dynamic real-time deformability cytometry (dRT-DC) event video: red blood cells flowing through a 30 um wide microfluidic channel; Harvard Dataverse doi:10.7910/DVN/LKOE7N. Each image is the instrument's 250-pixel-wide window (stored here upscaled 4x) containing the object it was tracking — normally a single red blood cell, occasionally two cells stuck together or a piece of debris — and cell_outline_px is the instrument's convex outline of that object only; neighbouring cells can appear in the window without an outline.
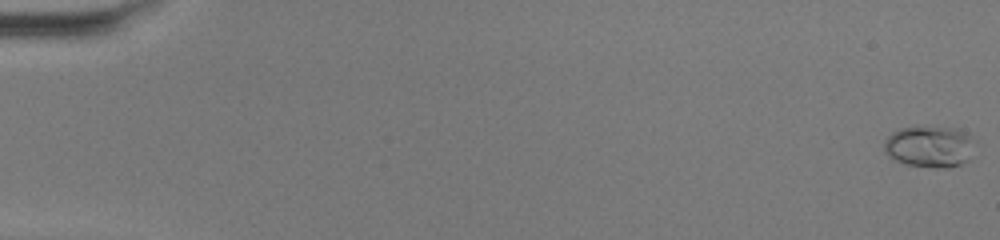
{"species": "common noctule bat (a hibernating species)", "species_latin": "Nyctalus noctula", "temperature_condition": "warm", "stored_images_in_passage": 51, "camera_frame_rate_fps": 3000, "um_per_image_px": 0.085, "animal": {"sex": "female", "body_mass_g": 20.0, "forearm_length_mm": 54.0}, "frame": {"image": 1, "passage_image": 1, "time_ms": 0.0, "image_size_px": [1000, 240], "cell_outline_px": [[980, 144], [968, 160], [960, 164], [948, 168], [936, 168], [908, 164], [892, 160], [884, 152], [884, 140], [892, 132], [900, 128], [916, 124], [956, 128], [968, 132]], "centroid_in_image_um": [79.07, 12.41], "position_along_channel_um": 5.9, "area_um2": 23.24}}
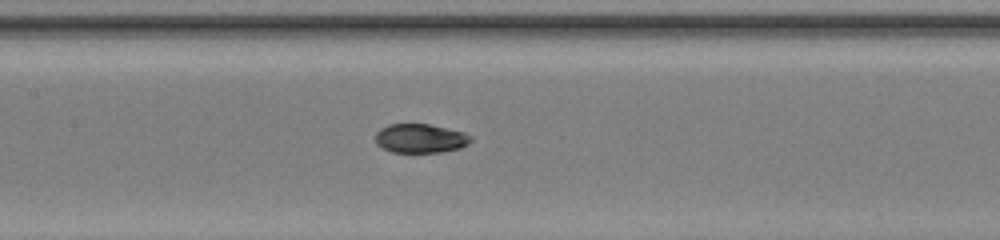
{"frame": {"image": 2, "passage_image": 26, "time_ms": 8.333, "image_size_px": [1000, 240], "cell_outline_px": [[472, 140], [468, 144], [460, 148], [440, 152], [392, 152], [380, 148], [376, 144], [376, 132], [380, 128], [388, 124], [428, 124], [464, 132], [472, 136]], "centroid_in_image_um": [35.71, 11.76], "position_along_channel_um": 171.7, "area_um2": 16.24}}
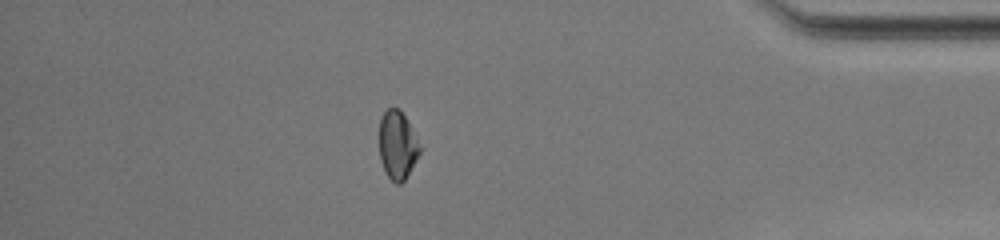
{"frame": {"image": 3, "passage_image": 45, "time_ms": 14.667, "image_size_px": [1000, 240], "cell_outline_px": [[424, 148], [404, 180], [400, 184], [396, 184], [384, 172], [380, 160], [380, 120], [384, 112], [388, 108], [400, 108]], "centroid_in_image_um": [33.82, 12.34], "position_along_channel_um": 401.4, "area_um2": 16.42}, "authors_computed_cell_mechanics": {"area_um2": 16.9932, "velocity_mm_per_s": 4.1614, "shape_relaxation_time_tau1_ms": null, "shape_relaxation_time_tau2_ms": 0.7697, "deformation_change_tau1": null, "deformation_change_tau2": 0.0331}}